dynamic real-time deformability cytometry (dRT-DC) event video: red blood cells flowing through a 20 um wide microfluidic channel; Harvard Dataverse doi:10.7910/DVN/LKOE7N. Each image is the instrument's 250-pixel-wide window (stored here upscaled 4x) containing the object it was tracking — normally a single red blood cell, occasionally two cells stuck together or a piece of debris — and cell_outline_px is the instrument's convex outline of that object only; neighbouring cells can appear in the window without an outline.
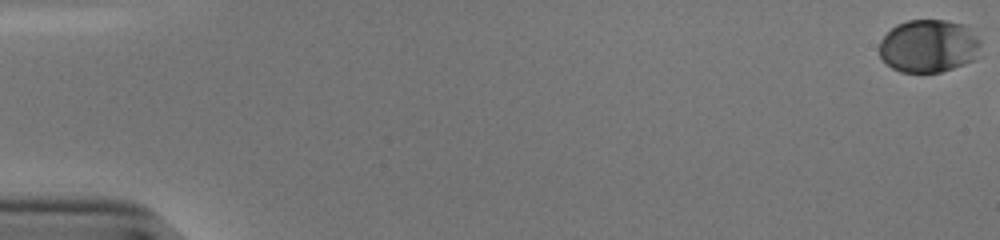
{"species": "human", "species_latin": "Homo sapiens", "temperature_condition": "cold", "stored_images_in_passage": 8, "camera_frame_rate_fps": 3000, "um_per_image_px": 0.085, "donor": {"sex": "male"}, "frame": {"image": 1, "passage_image": 1, "time_ms": 0.0, "image_size_px": [1000, 240], "cell_outline_px": [[980, 44], [972, 60], [964, 64], [940, 72], [900, 72], [892, 68], [880, 56], [880, 40], [896, 24], [908, 20], [944, 20], [964, 24], [980, 40]], "centroid_in_image_um": [78.9, 3.9], "position_along_channel_um": 6.1, "area_um2": 30.92}}